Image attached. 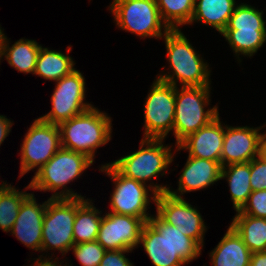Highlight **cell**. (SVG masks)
Listing matches in <instances>:
<instances>
[{
	"mask_svg": "<svg viewBox=\"0 0 266 266\" xmlns=\"http://www.w3.org/2000/svg\"><path fill=\"white\" fill-rule=\"evenodd\" d=\"M50 197L38 204L34 192L23 200L11 233L25 247L32 251L41 252L42 228L45 210Z\"/></svg>",
	"mask_w": 266,
	"mask_h": 266,
	"instance_id": "obj_16",
	"label": "cell"
},
{
	"mask_svg": "<svg viewBox=\"0 0 266 266\" xmlns=\"http://www.w3.org/2000/svg\"><path fill=\"white\" fill-rule=\"evenodd\" d=\"M115 26L140 39H162L170 29L163 22L156 0H113L108 6Z\"/></svg>",
	"mask_w": 266,
	"mask_h": 266,
	"instance_id": "obj_8",
	"label": "cell"
},
{
	"mask_svg": "<svg viewBox=\"0 0 266 266\" xmlns=\"http://www.w3.org/2000/svg\"><path fill=\"white\" fill-rule=\"evenodd\" d=\"M99 171L105 173L113 182L110 194L111 213L131 215L148 222L153 215L149 213L150 204L156 203L158 194L168 191L170 185L149 182V185L122 175L110 162L101 164ZM151 195V196H150ZM150 197V198H149ZM148 210V212H147Z\"/></svg>",
	"mask_w": 266,
	"mask_h": 266,
	"instance_id": "obj_5",
	"label": "cell"
},
{
	"mask_svg": "<svg viewBox=\"0 0 266 266\" xmlns=\"http://www.w3.org/2000/svg\"><path fill=\"white\" fill-rule=\"evenodd\" d=\"M230 225L252 253L266 251V218H257L236 211Z\"/></svg>",
	"mask_w": 266,
	"mask_h": 266,
	"instance_id": "obj_25",
	"label": "cell"
},
{
	"mask_svg": "<svg viewBox=\"0 0 266 266\" xmlns=\"http://www.w3.org/2000/svg\"><path fill=\"white\" fill-rule=\"evenodd\" d=\"M85 81L82 72L77 69L56 81L50 98L52 108L39 118L59 125L94 106L91 102H85L87 91Z\"/></svg>",
	"mask_w": 266,
	"mask_h": 266,
	"instance_id": "obj_12",
	"label": "cell"
},
{
	"mask_svg": "<svg viewBox=\"0 0 266 266\" xmlns=\"http://www.w3.org/2000/svg\"><path fill=\"white\" fill-rule=\"evenodd\" d=\"M155 205L156 214L164 222L181 230L203 249L208 226L197 207L185 198L172 196L168 192L158 194Z\"/></svg>",
	"mask_w": 266,
	"mask_h": 266,
	"instance_id": "obj_13",
	"label": "cell"
},
{
	"mask_svg": "<svg viewBox=\"0 0 266 266\" xmlns=\"http://www.w3.org/2000/svg\"><path fill=\"white\" fill-rule=\"evenodd\" d=\"M220 120L218 115L208 125L185 138L175 147V151L185 150L188 156L220 161L225 134V123Z\"/></svg>",
	"mask_w": 266,
	"mask_h": 266,
	"instance_id": "obj_18",
	"label": "cell"
},
{
	"mask_svg": "<svg viewBox=\"0 0 266 266\" xmlns=\"http://www.w3.org/2000/svg\"><path fill=\"white\" fill-rule=\"evenodd\" d=\"M3 34H4V29L0 26V49H1V40H2Z\"/></svg>",
	"mask_w": 266,
	"mask_h": 266,
	"instance_id": "obj_38",
	"label": "cell"
},
{
	"mask_svg": "<svg viewBox=\"0 0 266 266\" xmlns=\"http://www.w3.org/2000/svg\"><path fill=\"white\" fill-rule=\"evenodd\" d=\"M265 124L257 127L225 125V134L221 166L238 163H248L259 156L260 142L263 133L260 130Z\"/></svg>",
	"mask_w": 266,
	"mask_h": 266,
	"instance_id": "obj_15",
	"label": "cell"
},
{
	"mask_svg": "<svg viewBox=\"0 0 266 266\" xmlns=\"http://www.w3.org/2000/svg\"><path fill=\"white\" fill-rule=\"evenodd\" d=\"M263 10L247 3H238L225 29H240L247 31H266V20Z\"/></svg>",
	"mask_w": 266,
	"mask_h": 266,
	"instance_id": "obj_29",
	"label": "cell"
},
{
	"mask_svg": "<svg viewBox=\"0 0 266 266\" xmlns=\"http://www.w3.org/2000/svg\"><path fill=\"white\" fill-rule=\"evenodd\" d=\"M49 254L50 253H48V257H47V254L45 255L43 253L42 255H38V258H33V260L35 262H32L34 264L31 266H72L73 265V264L67 263L66 261H68V260H66V259L65 260L63 259V261L62 260L60 261L59 257H56L54 253L51 254V256ZM43 255H45V256H43ZM53 255H54V257H56L55 259H54ZM64 261H65V263H64Z\"/></svg>",
	"mask_w": 266,
	"mask_h": 266,
	"instance_id": "obj_34",
	"label": "cell"
},
{
	"mask_svg": "<svg viewBox=\"0 0 266 266\" xmlns=\"http://www.w3.org/2000/svg\"><path fill=\"white\" fill-rule=\"evenodd\" d=\"M220 34L228 42L239 63L242 62L240 55L251 58L266 42V31L224 29Z\"/></svg>",
	"mask_w": 266,
	"mask_h": 266,
	"instance_id": "obj_26",
	"label": "cell"
},
{
	"mask_svg": "<svg viewBox=\"0 0 266 266\" xmlns=\"http://www.w3.org/2000/svg\"><path fill=\"white\" fill-rule=\"evenodd\" d=\"M85 198H76V216L73 224L74 244L96 241L103 217L102 210L95 207L94 201Z\"/></svg>",
	"mask_w": 266,
	"mask_h": 266,
	"instance_id": "obj_22",
	"label": "cell"
},
{
	"mask_svg": "<svg viewBox=\"0 0 266 266\" xmlns=\"http://www.w3.org/2000/svg\"><path fill=\"white\" fill-rule=\"evenodd\" d=\"M251 255L252 252L231 225L209 253L212 266H250Z\"/></svg>",
	"mask_w": 266,
	"mask_h": 266,
	"instance_id": "obj_19",
	"label": "cell"
},
{
	"mask_svg": "<svg viewBox=\"0 0 266 266\" xmlns=\"http://www.w3.org/2000/svg\"><path fill=\"white\" fill-rule=\"evenodd\" d=\"M75 64L67 53L41 46L33 75L56 82L75 70Z\"/></svg>",
	"mask_w": 266,
	"mask_h": 266,
	"instance_id": "obj_24",
	"label": "cell"
},
{
	"mask_svg": "<svg viewBox=\"0 0 266 266\" xmlns=\"http://www.w3.org/2000/svg\"><path fill=\"white\" fill-rule=\"evenodd\" d=\"M5 33L1 40L0 62L6 60L19 73L34 74L41 44L36 40L21 38L10 46Z\"/></svg>",
	"mask_w": 266,
	"mask_h": 266,
	"instance_id": "obj_20",
	"label": "cell"
},
{
	"mask_svg": "<svg viewBox=\"0 0 266 266\" xmlns=\"http://www.w3.org/2000/svg\"><path fill=\"white\" fill-rule=\"evenodd\" d=\"M237 2L236 0H195L190 25L200 22L221 33L226 28Z\"/></svg>",
	"mask_w": 266,
	"mask_h": 266,
	"instance_id": "obj_21",
	"label": "cell"
},
{
	"mask_svg": "<svg viewBox=\"0 0 266 266\" xmlns=\"http://www.w3.org/2000/svg\"><path fill=\"white\" fill-rule=\"evenodd\" d=\"M71 250L82 266H99L106 252L97 241L74 244Z\"/></svg>",
	"mask_w": 266,
	"mask_h": 266,
	"instance_id": "obj_30",
	"label": "cell"
},
{
	"mask_svg": "<svg viewBox=\"0 0 266 266\" xmlns=\"http://www.w3.org/2000/svg\"><path fill=\"white\" fill-rule=\"evenodd\" d=\"M58 126L61 147L82 153L94 163L97 149L112 139L111 116L94 106Z\"/></svg>",
	"mask_w": 266,
	"mask_h": 266,
	"instance_id": "obj_3",
	"label": "cell"
},
{
	"mask_svg": "<svg viewBox=\"0 0 266 266\" xmlns=\"http://www.w3.org/2000/svg\"><path fill=\"white\" fill-rule=\"evenodd\" d=\"M250 266H266V251L252 253Z\"/></svg>",
	"mask_w": 266,
	"mask_h": 266,
	"instance_id": "obj_36",
	"label": "cell"
},
{
	"mask_svg": "<svg viewBox=\"0 0 266 266\" xmlns=\"http://www.w3.org/2000/svg\"><path fill=\"white\" fill-rule=\"evenodd\" d=\"M86 155L61 147L55 155L35 172L30 181L31 190L53 192L50 198H82L81 193L67 187L93 165ZM61 189V190H60ZM60 190V191H59ZM58 191V192H57Z\"/></svg>",
	"mask_w": 266,
	"mask_h": 266,
	"instance_id": "obj_4",
	"label": "cell"
},
{
	"mask_svg": "<svg viewBox=\"0 0 266 266\" xmlns=\"http://www.w3.org/2000/svg\"><path fill=\"white\" fill-rule=\"evenodd\" d=\"M250 185L252 191L266 189V162L259 156L250 161Z\"/></svg>",
	"mask_w": 266,
	"mask_h": 266,
	"instance_id": "obj_32",
	"label": "cell"
},
{
	"mask_svg": "<svg viewBox=\"0 0 266 266\" xmlns=\"http://www.w3.org/2000/svg\"><path fill=\"white\" fill-rule=\"evenodd\" d=\"M19 179L31 170L36 172L61 148L59 126L36 118L22 140Z\"/></svg>",
	"mask_w": 266,
	"mask_h": 266,
	"instance_id": "obj_10",
	"label": "cell"
},
{
	"mask_svg": "<svg viewBox=\"0 0 266 266\" xmlns=\"http://www.w3.org/2000/svg\"><path fill=\"white\" fill-rule=\"evenodd\" d=\"M220 179H226L234 211H240L252 193L250 185V162L223 166Z\"/></svg>",
	"mask_w": 266,
	"mask_h": 266,
	"instance_id": "obj_23",
	"label": "cell"
},
{
	"mask_svg": "<svg viewBox=\"0 0 266 266\" xmlns=\"http://www.w3.org/2000/svg\"><path fill=\"white\" fill-rule=\"evenodd\" d=\"M14 122L8 119L7 116L0 114V146L3 144L7 136H9L10 131Z\"/></svg>",
	"mask_w": 266,
	"mask_h": 266,
	"instance_id": "obj_35",
	"label": "cell"
},
{
	"mask_svg": "<svg viewBox=\"0 0 266 266\" xmlns=\"http://www.w3.org/2000/svg\"><path fill=\"white\" fill-rule=\"evenodd\" d=\"M240 212L257 218H266V189L252 191Z\"/></svg>",
	"mask_w": 266,
	"mask_h": 266,
	"instance_id": "obj_31",
	"label": "cell"
},
{
	"mask_svg": "<svg viewBox=\"0 0 266 266\" xmlns=\"http://www.w3.org/2000/svg\"><path fill=\"white\" fill-rule=\"evenodd\" d=\"M162 39L165 43L169 66L167 71L163 66L164 71L162 70L155 78L175 87L211 85L212 70L209 63L205 62L181 29L170 30Z\"/></svg>",
	"mask_w": 266,
	"mask_h": 266,
	"instance_id": "obj_2",
	"label": "cell"
},
{
	"mask_svg": "<svg viewBox=\"0 0 266 266\" xmlns=\"http://www.w3.org/2000/svg\"><path fill=\"white\" fill-rule=\"evenodd\" d=\"M180 88L175 87L173 125V137L176 140L175 147L219 115L218 104L212 107L209 106L211 103V86Z\"/></svg>",
	"mask_w": 266,
	"mask_h": 266,
	"instance_id": "obj_6",
	"label": "cell"
},
{
	"mask_svg": "<svg viewBox=\"0 0 266 266\" xmlns=\"http://www.w3.org/2000/svg\"><path fill=\"white\" fill-rule=\"evenodd\" d=\"M164 142V139L142 138L139 150L120 157L111 164L125 177L148 185L147 182L157 179L159 175H166L174 161L176 151L172 149L173 145H166Z\"/></svg>",
	"mask_w": 266,
	"mask_h": 266,
	"instance_id": "obj_7",
	"label": "cell"
},
{
	"mask_svg": "<svg viewBox=\"0 0 266 266\" xmlns=\"http://www.w3.org/2000/svg\"><path fill=\"white\" fill-rule=\"evenodd\" d=\"M30 184L25 186V190L15 188L6 183L0 188V229L6 233L10 232L18 216L23 200L30 194Z\"/></svg>",
	"mask_w": 266,
	"mask_h": 266,
	"instance_id": "obj_27",
	"label": "cell"
},
{
	"mask_svg": "<svg viewBox=\"0 0 266 266\" xmlns=\"http://www.w3.org/2000/svg\"><path fill=\"white\" fill-rule=\"evenodd\" d=\"M145 223L131 215L105 212L96 241L105 250L137 249Z\"/></svg>",
	"mask_w": 266,
	"mask_h": 266,
	"instance_id": "obj_14",
	"label": "cell"
},
{
	"mask_svg": "<svg viewBox=\"0 0 266 266\" xmlns=\"http://www.w3.org/2000/svg\"><path fill=\"white\" fill-rule=\"evenodd\" d=\"M1 182H2V183L0 184V188H2V187L6 184L7 181H2V180H1Z\"/></svg>",
	"mask_w": 266,
	"mask_h": 266,
	"instance_id": "obj_39",
	"label": "cell"
},
{
	"mask_svg": "<svg viewBox=\"0 0 266 266\" xmlns=\"http://www.w3.org/2000/svg\"><path fill=\"white\" fill-rule=\"evenodd\" d=\"M133 250H106L99 266H134L132 261L126 257ZM126 254V255H125Z\"/></svg>",
	"mask_w": 266,
	"mask_h": 266,
	"instance_id": "obj_33",
	"label": "cell"
},
{
	"mask_svg": "<svg viewBox=\"0 0 266 266\" xmlns=\"http://www.w3.org/2000/svg\"><path fill=\"white\" fill-rule=\"evenodd\" d=\"M75 216L76 198L49 199L43 218L41 252L57 250L66 257L74 245Z\"/></svg>",
	"mask_w": 266,
	"mask_h": 266,
	"instance_id": "obj_9",
	"label": "cell"
},
{
	"mask_svg": "<svg viewBox=\"0 0 266 266\" xmlns=\"http://www.w3.org/2000/svg\"><path fill=\"white\" fill-rule=\"evenodd\" d=\"M221 169V161L188 156L177 181V190L169 187L167 192L183 198L185 193L206 189L221 180Z\"/></svg>",
	"mask_w": 266,
	"mask_h": 266,
	"instance_id": "obj_17",
	"label": "cell"
},
{
	"mask_svg": "<svg viewBox=\"0 0 266 266\" xmlns=\"http://www.w3.org/2000/svg\"><path fill=\"white\" fill-rule=\"evenodd\" d=\"M259 157L266 162V132H263L261 138Z\"/></svg>",
	"mask_w": 266,
	"mask_h": 266,
	"instance_id": "obj_37",
	"label": "cell"
},
{
	"mask_svg": "<svg viewBox=\"0 0 266 266\" xmlns=\"http://www.w3.org/2000/svg\"><path fill=\"white\" fill-rule=\"evenodd\" d=\"M163 22L170 30L190 25L195 0H156Z\"/></svg>",
	"mask_w": 266,
	"mask_h": 266,
	"instance_id": "obj_28",
	"label": "cell"
},
{
	"mask_svg": "<svg viewBox=\"0 0 266 266\" xmlns=\"http://www.w3.org/2000/svg\"><path fill=\"white\" fill-rule=\"evenodd\" d=\"M145 99L143 138L165 140L173 133L175 86L156 78Z\"/></svg>",
	"mask_w": 266,
	"mask_h": 266,
	"instance_id": "obj_11",
	"label": "cell"
},
{
	"mask_svg": "<svg viewBox=\"0 0 266 266\" xmlns=\"http://www.w3.org/2000/svg\"><path fill=\"white\" fill-rule=\"evenodd\" d=\"M154 266H183L196 260L202 248L157 214L145 223L139 240Z\"/></svg>",
	"mask_w": 266,
	"mask_h": 266,
	"instance_id": "obj_1",
	"label": "cell"
}]
</instances>
